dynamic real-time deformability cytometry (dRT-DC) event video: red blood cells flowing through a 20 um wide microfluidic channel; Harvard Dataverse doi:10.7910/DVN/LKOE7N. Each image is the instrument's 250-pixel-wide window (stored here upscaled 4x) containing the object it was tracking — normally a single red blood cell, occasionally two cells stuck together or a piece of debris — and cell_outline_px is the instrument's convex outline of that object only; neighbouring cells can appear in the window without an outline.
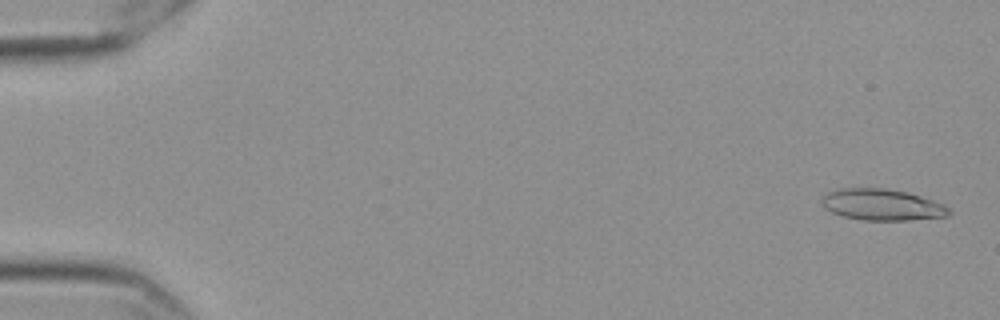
{"species": "Egyptian fruit bat (a non-hibernating species)", "species_latin": "Rousettus aegyptiacus", "temperature_condition": "cold", "stored_images_in_passage": 57, "camera_frame_rate_fps": 3000, "um_per_image_px": 0.085, "frame": {"image": 1, "passage_image": 2, "time_ms": 0.333, "image_size_px": [1000, 320], "cell_outline_px": [[952, 212], [948, 216], [908, 220], [864, 220], [844, 216], [832, 212], [824, 208], [820, 204], [820, 200], [828, 192], [840, 188], [884, 188], [908, 192], [944, 204]], "centroid_in_image_um": [74.96, 17.4], "position_along_channel_um": 10.0, "area_um2": 23.24}}
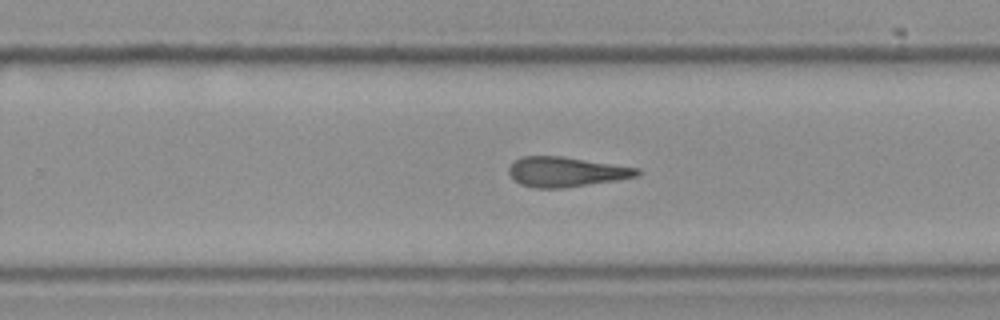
{"frame": {"image": 2, "passage_image": 37, "time_ms": 12.0, "image_size_px": [1000, 320], "cell_outline_px": [[640, 172], [636, 176], [616, 180], [564, 188], [536, 188], [520, 184], [508, 172], [508, 168], [520, 156], [564, 156], [640, 168]], "centroid_in_image_um": [48.12, 14.6], "position_along_channel_um": 281.7, "area_um2": 22.25}}
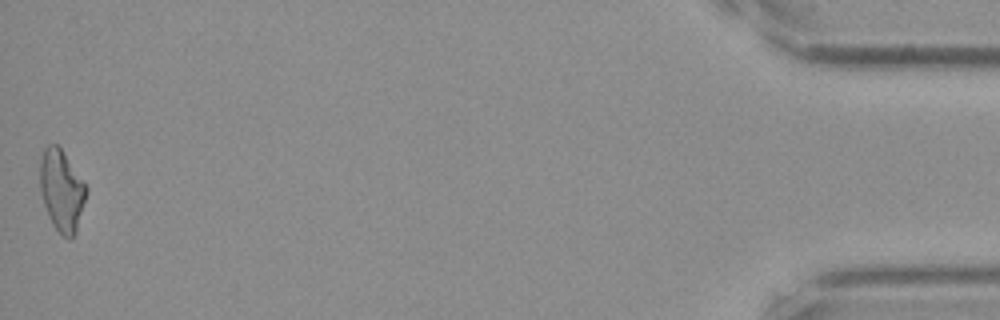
{"frame": {"image": 3, "passage_image": 57, "time_ms": 18.667, "image_size_px": [1000, 320], "cell_outline_px": [[88, 192], [76, 232], [72, 240], [68, 240], [52, 224], [48, 216], [40, 192], [40, 156], [44, 148], [48, 144], [56, 144], [60, 148], [88, 188]], "centroid_in_image_um": [5.24, 16.21], "position_along_channel_um": 430.0, "area_um2": 21.96}, "authors_computed_cell_mechanics": {"area_um2": 22.1374, "velocity_mm_per_s": 3.5672, "shape_relaxation_time_tau1_ms": null, "shape_relaxation_time_tau2_ms": 4.5673, "deformation_change_tau1": null, "deformation_change_tau2": 0.1817}}